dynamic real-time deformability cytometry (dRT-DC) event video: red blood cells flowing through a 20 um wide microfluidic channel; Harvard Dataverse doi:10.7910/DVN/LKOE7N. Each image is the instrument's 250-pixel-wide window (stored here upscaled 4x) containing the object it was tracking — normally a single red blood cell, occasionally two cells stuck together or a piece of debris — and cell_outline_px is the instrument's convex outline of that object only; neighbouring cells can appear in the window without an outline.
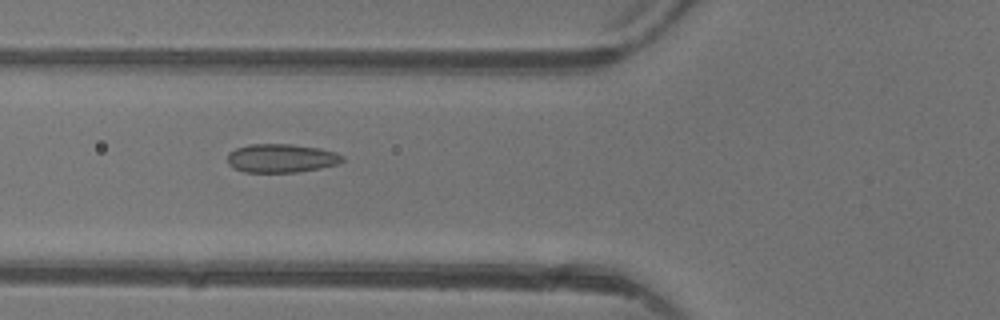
{"species": "common noctule bat (a hibernating species)", "species_latin": "Nyctalus noctula", "temperature_condition": "warm", "stored_images_in_passage": 7, "camera_frame_rate_fps": 3000, "um_per_image_px": 0.085, "animal": {"sex": "female"}, "frame": {"image": 1, "passage_image": 6, "time_ms": 6.667, "image_size_px": [1000, 320], "cell_outline_px": [[344, 160], [340, 164], [320, 168], [296, 172], [244, 172], [232, 168], [228, 164], [228, 152], [236, 148], [248, 144], [292, 144], [320, 148], [336, 152], [344, 156]], "centroid_in_image_um": [23.92, 13.44], "position_along_channel_um": 101.9, "area_um2": 19.42}}
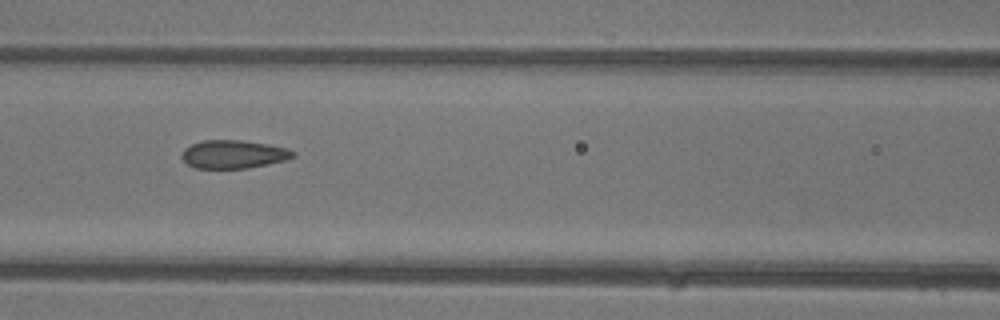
{"frame": {"image": 2, "passage_image": 7, "time_ms": 7.667, "image_size_px": [1000, 320], "cell_outline_px": [[296, 156], [284, 160], [248, 168], [196, 168], [188, 164], [180, 156], [184, 148], [192, 144], [204, 140], [240, 140], [268, 144], [288, 148], [296, 152]], "centroid_in_image_um": [19.85, 13.1], "position_along_channel_um": 146.7, "area_um2": 18.26}}